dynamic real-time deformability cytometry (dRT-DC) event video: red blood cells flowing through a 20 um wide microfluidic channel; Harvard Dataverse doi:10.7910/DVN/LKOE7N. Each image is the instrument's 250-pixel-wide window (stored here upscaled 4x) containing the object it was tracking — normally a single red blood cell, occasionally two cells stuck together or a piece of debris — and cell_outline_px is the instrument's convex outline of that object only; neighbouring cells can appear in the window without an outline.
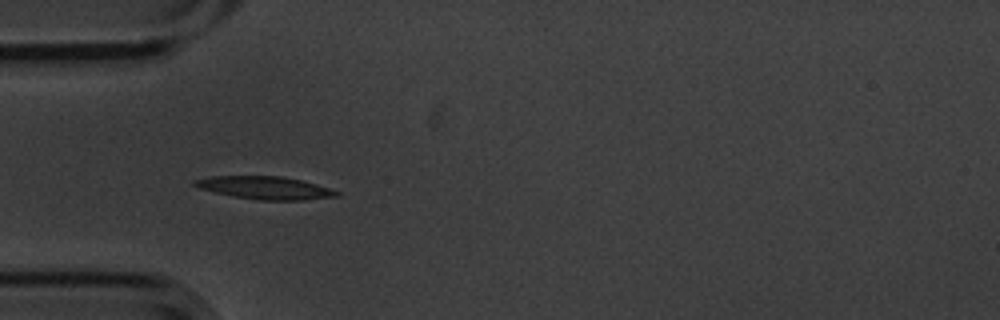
{"species": "common noctule bat (a hibernating species)", "species_latin": "Nyctalus noctula", "temperature_condition": "cold", "stored_images_in_passage": 3, "camera_frame_rate_fps": 3000, "um_per_image_px": 0.085, "animal": {"sex": "male", "body_mass_g": 20.1, "forearm_length_mm": 53.5}, "frame": {"image": 1, "passage_image": 2, "time_ms": 0.333, "image_size_px": [1000, 320], "cell_outline_px": [[340, 196], [304, 200], [256, 200], [232, 196], [200, 188], [192, 184], [192, 180], [212, 176], [280, 176], [300, 180], [316, 184], [340, 192]], "centroid_in_image_um": [22.52, 15.97], "position_along_channel_um": 62.5, "area_um2": 18.79}}
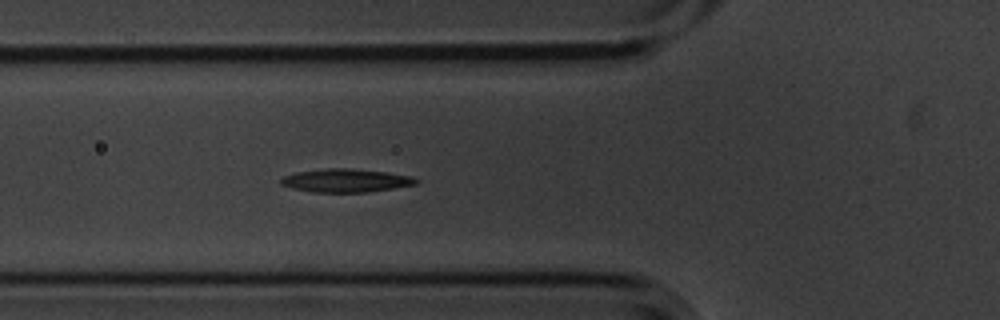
{"frame": {"image": 2, "passage_image": 3, "time_ms": 0.667, "image_size_px": [1000, 320], "cell_outline_px": [[420, 180], [416, 184], [368, 192], [312, 192], [292, 188], [280, 184], [280, 180], [284, 176], [296, 172], [324, 168], [348, 168], [384, 172], [412, 176]], "centroid_in_image_um": [29.37, 15.34], "position_along_channel_um": 96.4, "area_um2": 18.26}}